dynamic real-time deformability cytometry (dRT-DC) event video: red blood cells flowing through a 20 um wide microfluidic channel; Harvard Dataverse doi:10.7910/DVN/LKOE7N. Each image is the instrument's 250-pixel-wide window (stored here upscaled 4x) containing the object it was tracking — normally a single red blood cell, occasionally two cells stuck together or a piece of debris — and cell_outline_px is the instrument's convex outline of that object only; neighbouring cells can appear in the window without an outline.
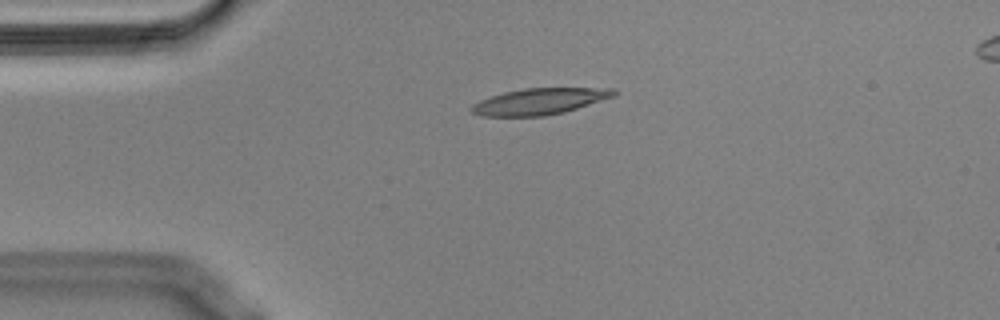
{"species": "Egyptian fruit bat (a non-hibernating species)", "species_latin": "Rousettus aegyptiacus", "temperature_condition": "cold", "stored_images_in_passage": 45, "camera_frame_rate_fps": 3000, "um_per_image_px": 0.085, "animal": {"sex": "male"}, "frame": {"image": 1, "passage_image": 2, "time_ms": 0.333, "image_size_px": [1000, 320], "cell_outline_px": [[616, 96], [564, 112], [544, 116], [480, 116], [472, 112], [468, 108], [472, 104], [480, 100], [504, 92], [524, 88], [616, 88]], "centroid_in_image_um": [45.86, 8.62], "position_along_channel_um": 39.1, "area_um2": 21.85}}
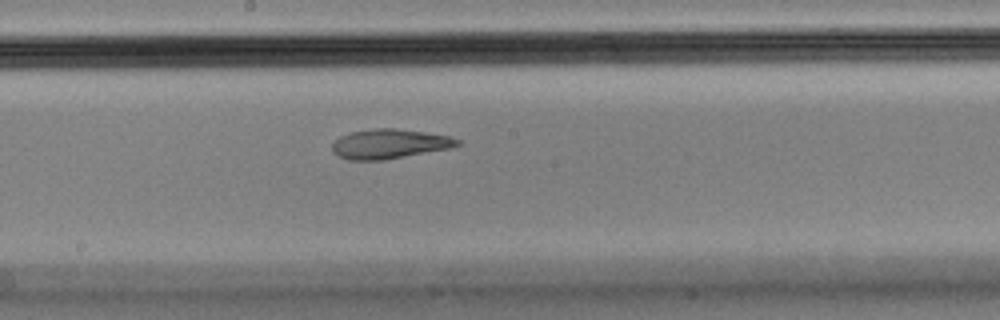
{"frame": {"image": 2, "passage_image": 19, "time_ms": 6.0, "image_size_px": [1000, 320], "cell_outline_px": [[460, 144], [448, 148], [384, 160], [348, 160], [332, 152], [332, 144], [340, 136], [352, 132], [376, 128], [396, 128], [424, 132], [448, 136], [460, 140]], "centroid_in_image_um": [33.06, 12.23], "position_along_channel_um": 215.1, "area_um2": 21.27}}
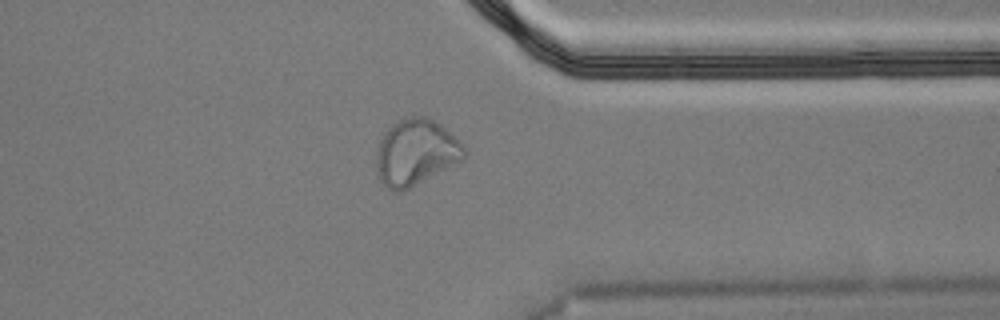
{"frame": {"image": 3, "passage_image": 33, "time_ms": 10.667, "image_size_px": [1000, 320], "cell_outline_px": [[468, 152], [464, 160], [404, 192], [392, 192], [376, 176], [376, 152], [380, 140], [384, 132], [392, 124], [400, 120], [412, 116], [424, 116], [440, 124], [460, 140], [464, 144]], "centroid_in_image_um": [35.36, 12.99], "position_along_channel_um": 376.0, "area_um2": 34.51}, "authors_computed_cell_mechanics": {"area_um2": 22.6576, "velocity_mm_per_s": 3.5565, "shape_relaxation_time_tau1_ms": null, "shape_relaxation_time_tau2_ms": 3.1137, "deformation_change_tau1": null, "deformation_change_tau2": 0.0991}}